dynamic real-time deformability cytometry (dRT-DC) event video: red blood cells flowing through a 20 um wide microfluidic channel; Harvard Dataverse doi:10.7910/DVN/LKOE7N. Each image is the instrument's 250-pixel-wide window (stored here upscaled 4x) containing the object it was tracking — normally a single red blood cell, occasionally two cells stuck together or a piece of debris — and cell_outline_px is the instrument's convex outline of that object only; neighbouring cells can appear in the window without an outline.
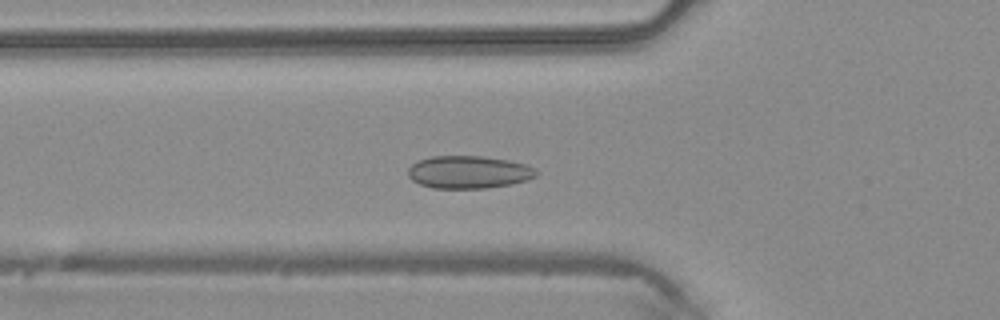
{"species": "common noctule bat (a hibernating species)", "species_latin": "Nyctalus noctula", "temperature_condition": "warm", "stored_images_in_passage": 36, "camera_frame_rate_fps": 3000, "um_per_image_px": 0.085, "animal": {"sex": "male", "body_mass_g": 20.4}, "frame": {"image": 1, "passage_image": 5, "time_ms": 1.333, "image_size_px": [1000, 320], "cell_outline_px": [[540, 172], [536, 176], [528, 180], [508, 184], [484, 188], [432, 188], [420, 184], [412, 180], [408, 176], [408, 168], [412, 164], [420, 160], [432, 156], [484, 156], [508, 160], [524, 164], [536, 168]], "centroid_in_image_um": [39.85, 14.62], "position_along_channel_um": 86.0, "area_um2": 24.39}}
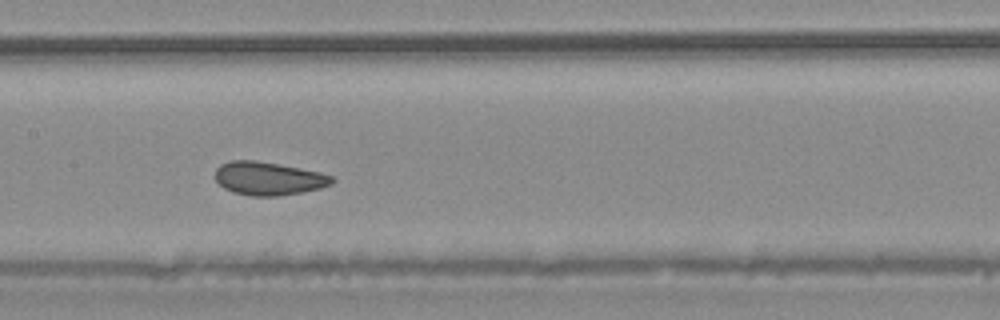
{"frame": {"image": 2, "passage_image": 12, "time_ms": 3.667, "image_size_px": [1000, 320], "cell_outline_px": [[336, 180], [332, 184], [320, 188], [304, 192], [276, 196], [248, 196], [232, 192], [224, 188], [216, 180], [216, 168], [220, 164], [228, 160], [256, 160], [300, 168], [320, 172], [332, 176]], "centroid_in_image_um": [22.82, 15.17], "position_along_channel_um": 184.6, "area_um2": 22.83}}
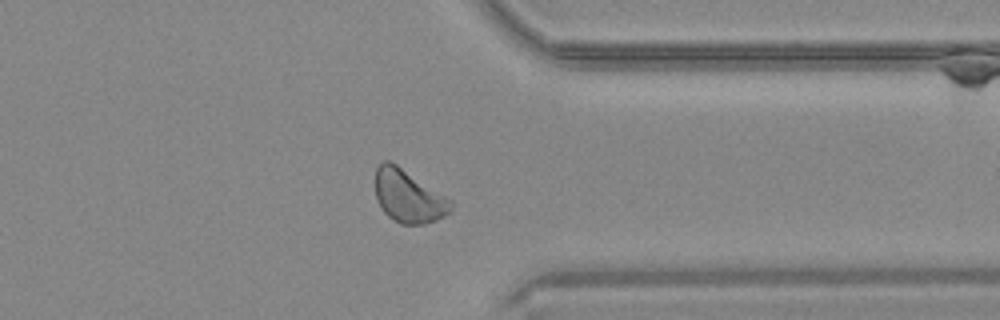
{"frame": {"image": 3, "passage_image": 26, "time_ms": 8.333, "image_size_px": [1000, 320], "cell_outline_px": [[452, 212], [436, 220], [424, 224], [400, 224], [388, 216], [384, 212], [376, 196], [376, 168], [384, 160], [388, 160], [396, 164], [452, 200]], "centroid_in_image_um": [34.74, 16.7], "position_along_channel_um": 376.7, "area_um2": 23.0}, "authors_computed_cell_mechanics": {"area_um2": 22.9466, "velocity_mm_per_s": 4.1993, "shape_relaxation_time_tau1_ms": 2.9042, "shape_relaxation_time_tau2_ms": 1.6631, "deformation_change_tau1": 0.0484, "deformation_change_tau2": 0.0413}}